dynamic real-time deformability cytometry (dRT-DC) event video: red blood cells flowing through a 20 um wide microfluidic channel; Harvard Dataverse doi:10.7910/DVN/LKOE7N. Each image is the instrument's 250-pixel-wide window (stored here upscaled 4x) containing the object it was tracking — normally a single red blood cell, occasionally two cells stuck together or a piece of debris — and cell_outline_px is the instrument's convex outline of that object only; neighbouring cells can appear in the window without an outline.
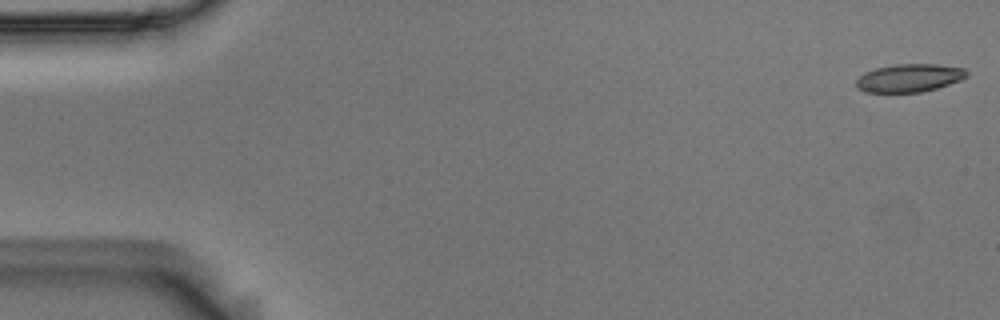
{"species": "Egyptian fruit bat (a non-hibernating species)", "species_latin": "Rousettus aegyptiacus", "temperature_condition": "room temperature", "stored_images_in_passage": 54, "camera_frame_rate_fps": 3000, "um_per_image_px": 0.085, "animal": {"sex": "male"}, "frame": {"image": 1, "passage_image": 1, "time_ms": 0.0, "image_size_px": [1000, 320], "cell_outline_px": [[968, 76], [960, 80], [936, 88], [920, 92], [864, 92], [856, 88], [856, 80], [864, 72], [876, 68], [896, 64], [940, 64], [964, 68], [968, 72]], "centroid_in_image_um": [77.28, 6.62], "position_along_channel_um": 7.7, "area_um2": 18.09}}
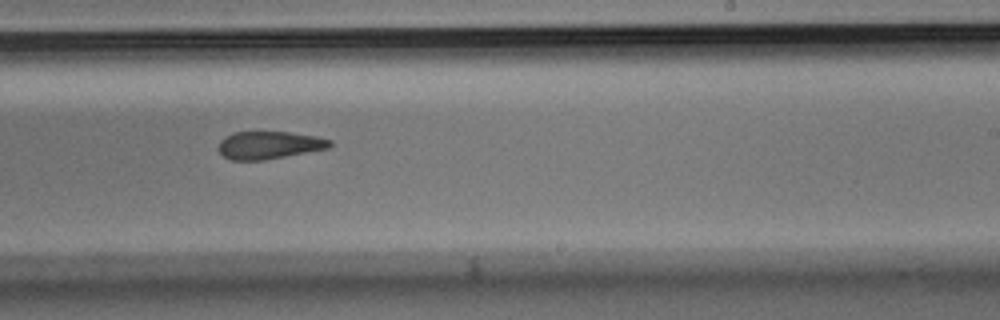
{"frame": {"image": 2, "passage_image": 33, "time_ms": 10.667, "image_size_px": [1000, 320], "cell_outline_px": [[332, 144], [328, 148], [264, 160], [232, 160], [224, 156], [216, 148], [220, 140], [224, 136], [236, 132], [288, 132], [316, 136], [332, 140]], "centroid_in_image_um": [22.84, 12.33], "position_along_channel_um": 266.2, "area_um2": 17.92}}
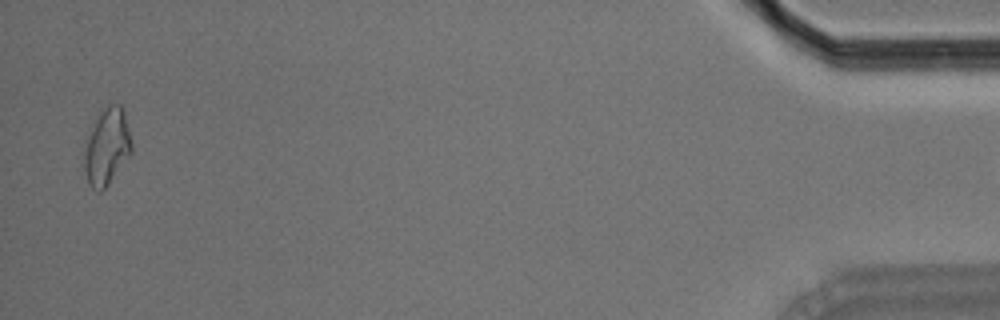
{"frame": {"image": 3, "passage_image": 53, "time_ms": 17.333, "image_size_px": [1000, 320], "cell_outline_px": [[132, 152], [108, 184], [100, 192], [96, 192], [88, 184], [84, 168], [84, 152], [96, 116], [108, 104], [120, 104], [124, 108], [132, 144]], "centroid_in_image_um": [9.1, 12.47], "position_along_channel_um": 426.1, "area_um2": 20.98}}